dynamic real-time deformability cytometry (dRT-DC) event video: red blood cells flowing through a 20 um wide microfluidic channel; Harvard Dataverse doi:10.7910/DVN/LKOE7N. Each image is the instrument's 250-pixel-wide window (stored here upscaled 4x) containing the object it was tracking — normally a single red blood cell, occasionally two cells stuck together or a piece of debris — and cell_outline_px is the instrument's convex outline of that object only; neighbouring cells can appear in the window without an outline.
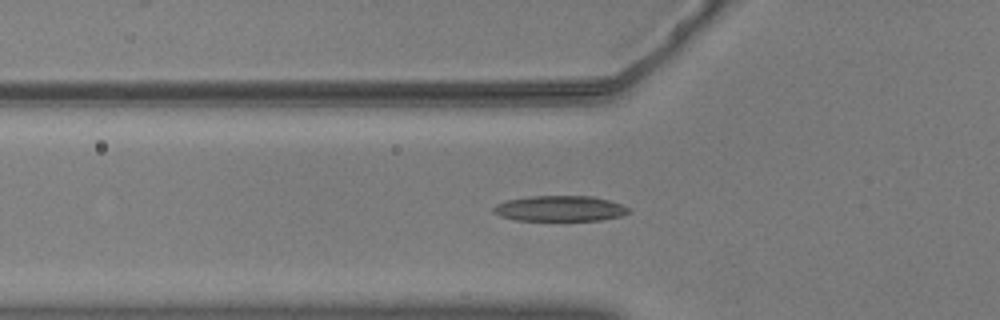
{"species": "common noctule bat (a hibernating species)", "species_latin": "Nyctalus noctula", "temperature_condition": "warm", "stored_images_in_passage": 39, "camera_frame_rate_fps": 3000, "um_per_image_px": 0.085, "animal": {"sex": "male", "body_mass_g": 20.5, "forearm_length_mm": 52.5}, "frame": {"image": 1, "passage_image": 8, "time_ms": 2.333, "image_size_px": [1000, 320], "cell_outline_px": [[632, 212], [620, 216], [600, 220], [516, 220], [500, 216], [492, 212], [492, 208], [496, 204], [508, 200], [532, 196], [592, 196], [608, 200], [620, 204], [628, 208]], "centroid_in_image_um": [47.58, 17.72], "position_along_channel_um": 78.2, "area_um2": 20.0}}
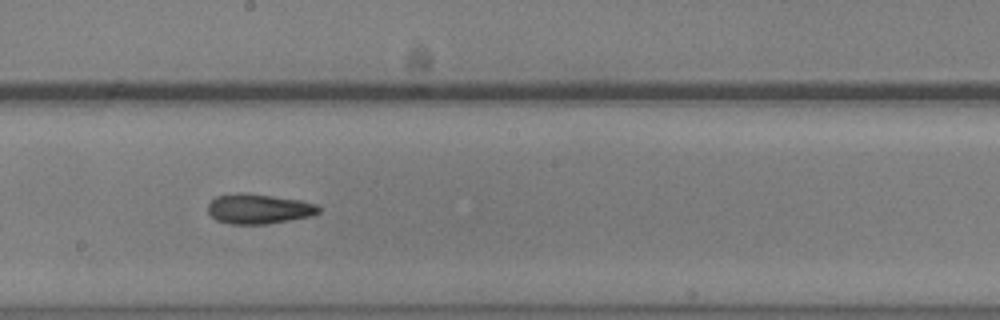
{"frame": {"image": 2, "passage_image": 20, "time_ms": 6.333, "image_size_px": [1000, 320], "cell_outline_px": [[320, 212], [308, 216], [268, 224], [232, 224], [216, 220], [208, 212], [208, 204], [216, 196], [236, 192], [272, 196], [300, 200], [316, 204], [320, 208]], "centroid_in_image_um": [21.96, 17.75], "position_along_channel_um": 226.2, "area_um2": 19.13}}
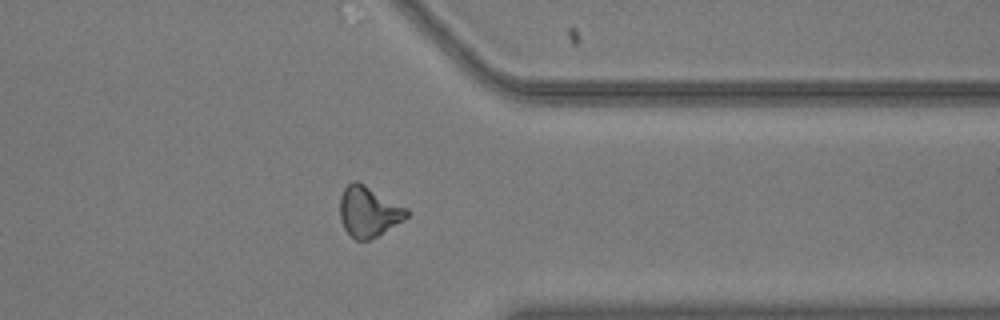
{"frame": {"image": 3, "passage_image": 33, "time_ms": 10.667, "image_size_px": [1000, 320], "cell_outline_px": [[408, 216], [404, 220], [376, 236], [368, 240], [356, 240], [344, 228], [340, 220], [340, 196], [344, 188], [352, 180], [356, 180], [364, 184], [408, 208]], "centroid_in_image_um": [31.32, 17.97], "position_along_channel_um": 380.1, "area_um2": 19.54}}